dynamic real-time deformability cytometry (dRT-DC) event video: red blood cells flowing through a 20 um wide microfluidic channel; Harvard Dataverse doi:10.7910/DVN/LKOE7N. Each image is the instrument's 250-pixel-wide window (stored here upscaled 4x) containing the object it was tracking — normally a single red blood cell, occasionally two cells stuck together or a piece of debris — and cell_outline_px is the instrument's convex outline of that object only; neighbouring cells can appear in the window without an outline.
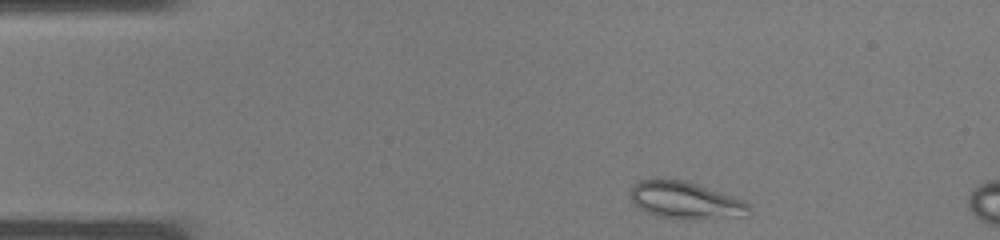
{"species": "common noctule bat (a hibernating species)", "species_latin": "Nyctalus noctula", "temperature_condition": "warm", "stored_images_in_passage": 5, "camera_frame_rate_fps": 3000, "um_per_image_px": 0.085, "animal": {"sex": "male", "body_mass_g": 19.0, "forearm_length_mm": 50.8}, "frame": {"image": 1, "passage_image": 1, "time_ms": 0.0, "image_size_px": [1000, 240], "cell_outline_px": [[752, 212], [748, 216], [700, 220], [684, 220], [656, 216], [644, 212], [632, 204], [632, 184], [640, 180], [656, 176], [660, 176], [684, 180], [744, 200], [748, 204]], "centroid_in_image_um": [58.24, 17.03], "position_along_channel_um": 26.8, "area_um2": 26.65}}